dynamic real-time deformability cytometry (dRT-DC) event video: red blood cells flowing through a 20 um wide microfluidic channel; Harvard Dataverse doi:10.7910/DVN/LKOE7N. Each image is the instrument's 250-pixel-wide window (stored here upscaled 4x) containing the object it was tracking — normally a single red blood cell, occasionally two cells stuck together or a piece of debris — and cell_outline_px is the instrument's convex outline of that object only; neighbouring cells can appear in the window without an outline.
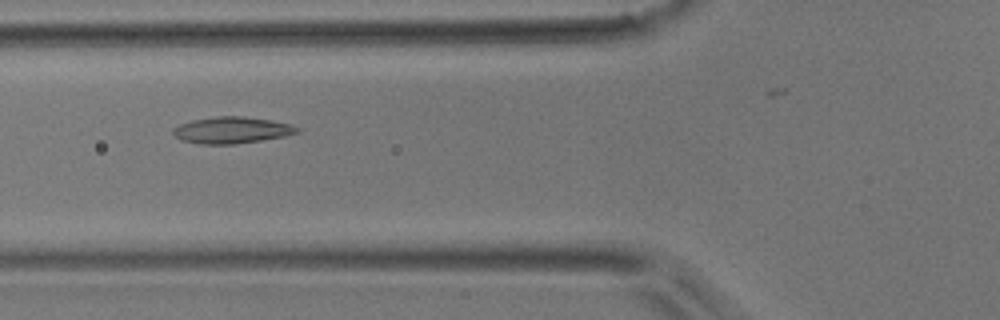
{"species": "common noctule bat (a hibernating species)", "species_latin": "Nyctalus noctula", "temperature_condition": "room temperature", "stored_images_in_passage": 41, "camera_frame_rate_fps": 3000, "um_per_image_px": 0.085, "animal": {"sex": "male", "body_mass_g": 17.9}, "frame": {"image": 1, "passage_image": 19, "time_ms": 6.0, "image_size_px": [1000, 320], "cell_outline_px": [[300, 132], [284, 136], [260, 140], [232, 144], [200, 144], [180, 140], [172, 132], [172, 128], [180, 124], [192, 120], [216, 116], [244, 116], [272, 120], [288, 124], [300, 128]], "centroid_in_image_um": [19.67, 11.05], "position_along_channel_um": 106.1, "area_um2": 19.13}}
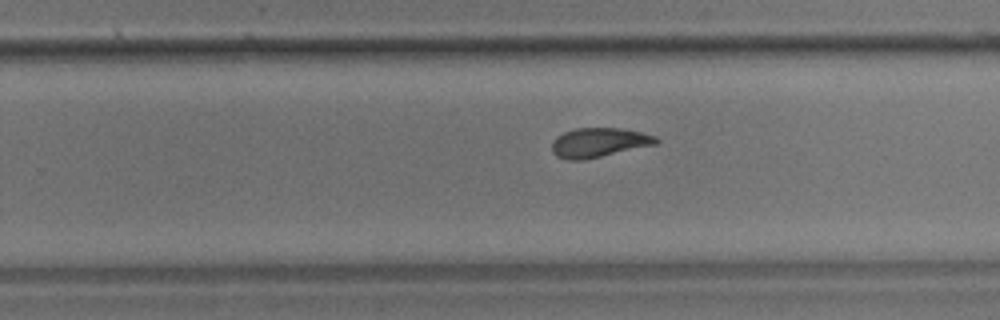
{"frame": {"image": 2, "passage_image": 32, "time_ms": 10.333, "image_size_px": [1000, 320], "cell_outline_px": [[660, 140], [656, 144], [584, 160], [568, 160], [556, 156], [552, 152], [552, 140], [556, 136], [564, 132], [576, 128], [620, 128], [640, 132], [656, 136]], "centroid_in_image_um": [50.88, 12.11], "position_along_channel_um": 278.9, "area_um2": 17.86}}
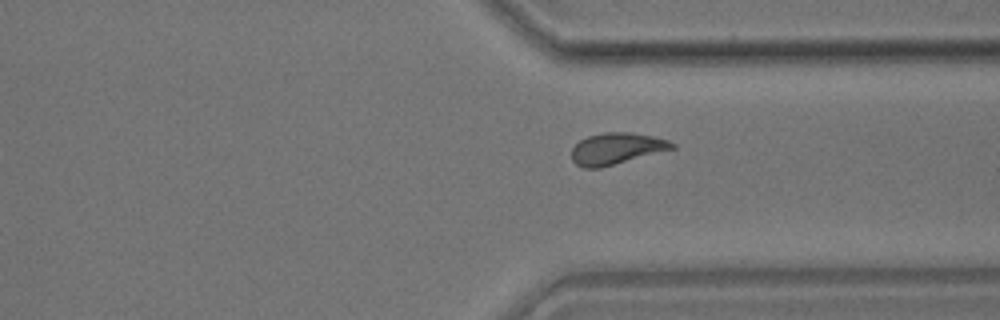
{"frame": {"image": 3, "passage_image": 38, "time_ms": 12.333, "image_size_px": [1000, 320], "cell_outline_px": [[676, 148], [600, 168], [584, 168], [576, 164], [572, 160], [572, 148], [580, 140], [588, 136], [604, 132], [632, 132], [652, 136], [668, 140], [676, 144]], "centroid_in_image_um": [52.41, 12.63], "position_along_channel_um": 359.0, "area_um2": 18.44}}